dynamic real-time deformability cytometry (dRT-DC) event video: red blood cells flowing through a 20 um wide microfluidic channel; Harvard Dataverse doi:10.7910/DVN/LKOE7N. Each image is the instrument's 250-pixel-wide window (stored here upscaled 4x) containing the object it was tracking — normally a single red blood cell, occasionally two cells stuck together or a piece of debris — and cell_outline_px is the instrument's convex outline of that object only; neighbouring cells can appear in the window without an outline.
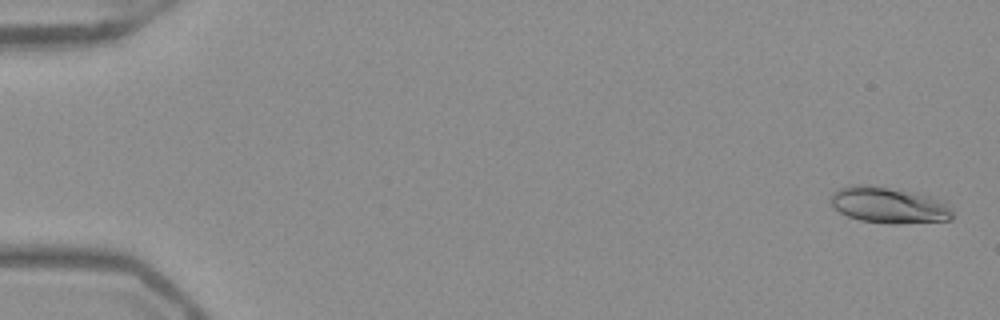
{"species": "Egyptian fruit bat (a non-hibernating species)", "species_latin": "Rousettus aegyptiacus", "temperature_condition": "warm", "stored_images_in_passage": 53, "camera_frame_rate_fps": 3000, "um_per_image_px": 0.085, "frame": {"image": 1, "passage_image": 2, "time_ms": 0.333, "image_size_px": [1000, 320], "cell_outline_px": [[952, 220], [896, 224], [888, 224], [860, 220], [848, 216], [840, 212], [828, 200], [832, 192], [840, 188], [852, 184], [868, 184], [916, 192], [948, 200], [952, 208]], "centroid_in_image_um": [75.6, 17.42], "position_along_channel_um": 9.4, "area_um2": 26.36}}
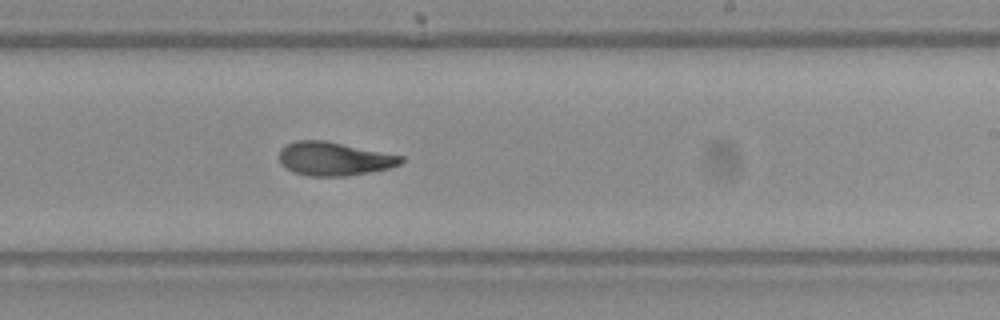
{"frame": {"image": 2, "passage_image": 33, "time_ms": 10.667, "image_size_px": [1000, 320], "cell_outline_px": [[404, 164], [388, 168], [348, 176], [308, 176], [292, 172], [280, 164], [280, 148], [296, 140], [324, 140], [404, 156]], "centroid_in_image_um": [28.4, 13.5], "position_along_channel_um": 260.6, "area_um2": 23.93}}
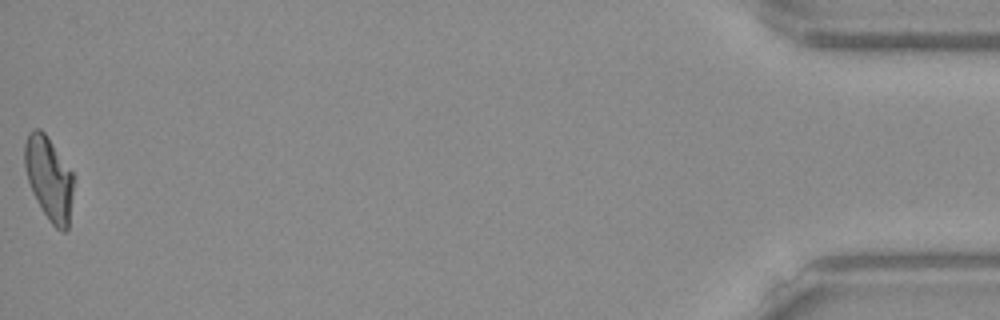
{"frame": {"image": 3, "passage_image": 53, "time_ms": 17.333, "image_size_px": [1000, 320], "cell_outline_px": [[76, 176], [68, 228], [64, 232], [60, 232], [52, 224], [36, 200], [32, 192], [28, 180], [24, 164], [24, 144], [28, 132], [32, 128], [40, 128], [44, 132]], "centroid_in_image_um": [4.19, 15.15], "position_along_channel_um": 431.0, "area_um2": 24.22}, "authors_computed_cell_mechanics": {"area_um2": 24.1604, "velocity_mm_per_s": 3.9443, "shape_relaxation_time_tau1_ms": 5.6069, "shape_relaxation_time_tau2_ms": 1.9796, "deformation_change_tau1": 0.2014, "deformation_change_tau2": 0.0899}}